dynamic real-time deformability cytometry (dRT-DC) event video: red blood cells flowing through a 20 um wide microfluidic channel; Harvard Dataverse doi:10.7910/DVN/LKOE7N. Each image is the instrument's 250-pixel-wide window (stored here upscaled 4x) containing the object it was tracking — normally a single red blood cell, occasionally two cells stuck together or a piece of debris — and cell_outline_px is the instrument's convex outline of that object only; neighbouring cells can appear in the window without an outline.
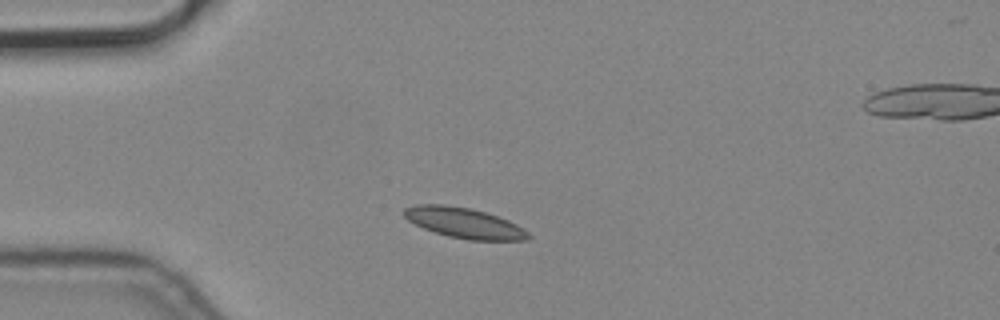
{"species": "common noctule bat (a hibernating species)", "species_latin": "Nyctalus noctula", "temperature_condition": "cold", "stored_images_in_passage": 3, "camera_frame_rate_fps": 3000, "um_per_image_px": 0.085, "animal": {"sex": "male", "body_mass_g": 19.2, "forearm_length_mm": 51.8}, "frame": {"image": 1, "passage_image": 2, "time_ms": 0.333, "image_size_px": [1000, 320], "cell_outline_px": [[532, 236], [528, 240], [468, 240], [448, 236], [424, 228], [408, 220], [404, 216], [404, 208], [416, 204], [444, 204], [468, 208], [484, 212], [508, 220], [524, 228]], "centroid_in_image_um": [39.47, 18.95], "position_along_channel_um": 45.5, "area_um2": 21.85}}